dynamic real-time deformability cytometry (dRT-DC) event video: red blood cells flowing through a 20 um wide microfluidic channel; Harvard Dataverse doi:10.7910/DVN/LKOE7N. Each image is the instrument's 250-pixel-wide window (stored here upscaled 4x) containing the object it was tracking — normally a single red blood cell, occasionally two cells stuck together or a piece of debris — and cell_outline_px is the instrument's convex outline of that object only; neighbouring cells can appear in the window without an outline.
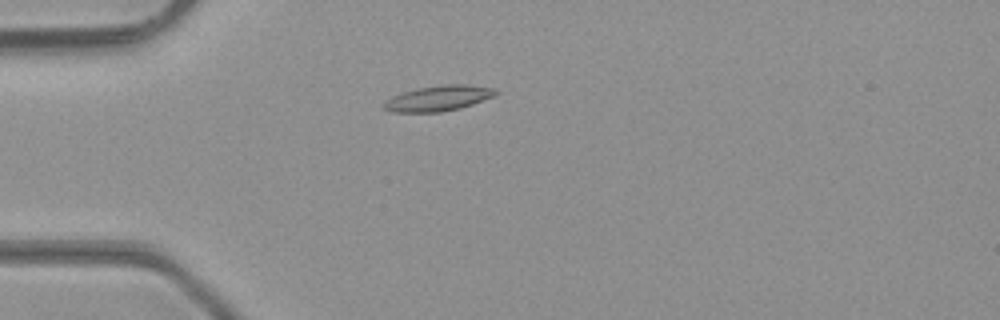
{"species": "common noctule bat (a hibernating species)", "species_latin": "Nyctalus noctula", "temperature_condition": "room temperature", "stored_images_in_passage": 36, "camera_frame_rate_fps": 3000, "um_per_image_px": 0.085, "animal": {"sex": "male", "body_mass_g": 23.1, "forearm_length_mm": 52.7}, "frame": {"image": 1, "passage_image": 1, "time_ms": 0.0, "image_size_px": [1000, 320], "cell_outline_px": [[500, 92], [492, 96], [472, 104], [460, 108], [440, 112], [392, 112], [384, 108], [380, 104], [392, 96], [404, 92], [420, 88], [440, 84], [464, 84], [496, 88]], "centroid_in_image_um": [37.25, 8.35], "position_along_channel_um": 47.8, "area_um2": 16.53}}
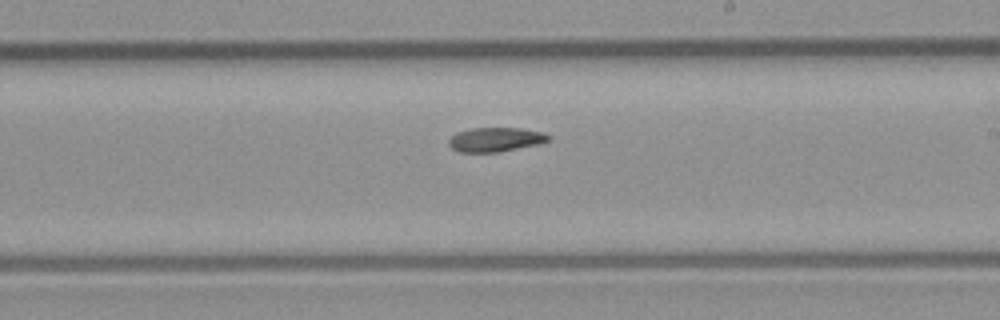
{"frame": {"image": 2, "passage_image": 16, "time_ms": 5.0, "image_size_px": [1000, 320], "cell_outline_px": [[552, 140], [540, 144], [500, 152], [460, 152], [452, 148], [448, 144], [448, 140], [456, 132], [472, 128], [520, 128], [544, 132], [552, 136]], "centroid_in_image_um": [42.17, 11.86], "position_along_channel_um": 246.8, "area_um2": 14.33}}
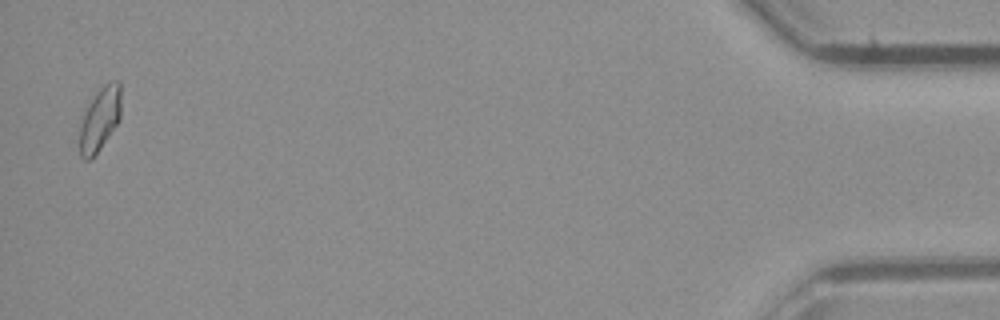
{"frame": {"image": 3, "passage_image": 35, "time_ms": 11.333, "image_size_px": [1000, 320], "cell_outline_px": [[120, 120], [100, 148], [88, 160], [84, 160], [80, 156], [80, 128], [84, 112], [96, 92], [104, 84], [116, 80], [120, 80]], "centroid_in_image_um": [8.5, 10.1], "position_along_channel_um": 426.7, "area_um2": 15.09}, "authors_computed_cell_mechanics": {"area_um2": 14.6812, "velocity_mm_per_s": 4.316, "shape_relaxation_time_tau1_ms": null, "shape_relaxation_time_tau2_ms": 8.7054, "deformation_change_tau1": null, "deformation_change_tau2": 0.1508}}